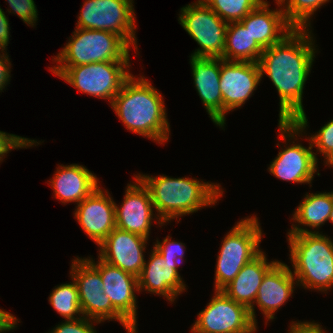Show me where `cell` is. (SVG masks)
Returning a JSON list of instances; mask_svg holds the SVG:
<instances>
[{
  "instance_id": "4dcf8cb0",
  "label": "cell",
  "mask_w": 333,
  "mask_h": 333,
  "mask_svg": "<svg viewBox=\"0 0 333 333\" xmlns=\"http://www.w3.org/2000/svg\"><path fill=\"white\" fill-rule=\"evenodd\" d=\"M41 142L36 140H31L25 137H21L14 134H8L6 132L0 131V162L3 160L5 155L9 153L12 149H20L32 147L33 145H39ZM4 156V157H3Z\"/></svg>"
},
{
  "instance_id": "8fae6325",
  "label": "cell",
  "mask_w": 333,
  "mask_h": 333,
  "mask_svg": "<svg viewBox=\"0 0 333 333\" xmlns=\"http://www.w3.org/2000/svg\"><path fill=\"white\" fill-rule=\"evenodd\" d=\"M215 295L192 325L202 333H255L257 325L252 321L249 310L229 298L222 291Z\"/></svg>"
},
{
  "instance_id": "74e56055",
  "label": "cell",
  "mask_w": 333,
  "mask_h": 333,
  "mask_svg": "<svg viewBox=\"0 0 333 333\" xmlns=\"http://www.w3.org/2000/svg\"><path fill=\"white\" fill-rule=\"evenodd\" d=\"M329 221H331V223H333V207L330 212Z\"/></svg>"
},
{
  "instance_id": "9a60e30c",
  "label": "cell",
  "mask_w": 333,
  "mask_h": 333,
  "mask_svg": "<svg viewBox=\"0 0 333 333\" xmlns=\"http://www.w3.org/2000/svg\"><path fill=\"white\" fill-rule=\"evenodd\" d=\"M134 180L127 185L123 203L115 204L116 228L148 239L154 207L148 189L135 175Z\"/></svg>"
},
{
  "instance_id": "603a6c76",
  "label": "cell",
  "mask_w": 333,
  "mask_h": 333,
  "mask_svg": "<svg viewBox=\"0 0 333 333\" xmlns=\"http://www.w3.org/2000/svg\"><path fill=\"white\" fill-rule=\"evenodd\" d=\"M98 178L83 165H60L49 184L53 188L54 197L61 203L76 202L78 205L99 187Z\"/></svg>"
},
{
  "instance_id": "83f0119b",
  "label": "cell",
  "mask_w": 333,
  "mask_h": 333,
  "mask_svg": "<svg viewBox=\"0 0 333 333\" xmlns=\"http://www.w3.org/2000/svg\"><path fill=\"white\" fill-rule=\"evenodd\" d=\"M226 23L239 22L264 0H202Z\"/></svg>"
},
{
  "instance_id": "ffe728a7",
  "label": "cell",
  "mask_w": 333,
  "mask_h": 333,
  "mask_svg": "<svg viewBox=\"0 0 333 333\" xmlns=\"http://www.w3.org/2000/svg\"><path fill=\"white\" fill-rule=\"evenodd\" d=\"M295 281V282H294ZM297 281L287 264L277 261L264 275L254 304L258 305L267 321L274 319L276 310L287 302Z\"/></svg>"
},
{
  "instance_id": "44dd1931",
  "label": "cell",
  "mask_w": 333,
  "mask_h": 333,
  "mask_svg": "<svg viewBox=\"0 0 333 333\" xmlns=\"http://www.w3.org/2000/svg\"><path fill=\"white\" fill-rule=\"evenodd\" d=\"M268 6V2L263 1L240 21L263 50L280 42L294 29L281 7L271 10Z\"/></svg>"
},
{
  "instance_id": "277c9868",
  "label": "cell",
  "mask_w": 333,
  "mask_h": 333,
  "mask_svg": "<svg viewBox=\"0 0 333 333\" xmlns=\"http://www.w3.org/2000/svg\"><path fill=\"white\" fill-rule=\"evenodd\" d=\"M297 285L326 292L333 287V240L322 233L288 234Z\"/></svg>"
},
{
  "instance_id": "52a82bcc",
  "label": "cell",
  "mask_w": 333,
  "mask_h": 333,
  "mask_svg": "<svg viewBox=\"0 0 333 333\" xmlns=\"http://www.w3.org/2000/svg\"><path fill=\"white\" fill-rule=\"evenodd\" d=\"M130 61H106L77 66H53L49 70L56 76L93 97L107 99L110 104L132 75ZM127 69V70H126Z\"/></svg>"
},
{
  "instance_id": "8992f818",
  "label": "cell",
  "mask_w": 333,
  "mask_h": 333,
  "mask_svg": "<svg viewBox=\"0 0 333 333\" xmlns=\"http://www.w3.org/2000/svg\"><path fill=\"white\" fill-rule=\"evenodd\" d=\"M54 59L57 66H77L106 61H130V46L109 31L75 28L73 36Z\"/></svg>"
},
{
  "instance_id": "f546056e",
  "label": "cell",
  "mask_w": 333,
  "mask_h": 333,
  "mask_svg": "<svg viewBox=\"0 0 333 333\" xmlns=\"http://www.w3.org/2000/svg\"><path fill=\"white\" fill-rule=\"evenodd\" d=\"M11 9L8 12L17 14L20 19L28 26H34L37 21V7L34 0H7ZM10 10V11H9Z\"/></svg>"
},
{
  "instance_id": "484cf974",
  "label": "cell",
  "mask_w": 333,
  "mask_h": 333,
  "mask_svg": "<svg viewBox=\"0 0 333 333\" xmlns=\"http://www.w3.org/2000/svg\"><path fill=\"white\" fill-rule=\"evenodd\" d=\"M52 307L66 320L83 317L79 302V294L75 281L61 284L54 288L48 299ZM80 317H75L76 315Z\"/></svg>"
},
{
  "instance_id": "7c38bea8",
  "label": "cell",
  "mask_w": 333,
  "mask_h": 333,
  "mask_svg": "<svg viewBox=\"0 0 333 333\" xmlns=\"http://www.w3.org/2000/svg\"><path fill=\"white\" fill-rule=\"evenodd\" d=\"M262 78L256 62L225 61L221 58L222 129L225 126V114L243 106Z\"/></svg>"
},
{
  "instance_id": "7402d4cb",
  "label": "cell",
  "mask_w": 333,
  "mask_h": 333,
  "mask_svg": "<svg viewBox=\"0 0 333 333\" xmlns=\"http://www.w3.org/2000/svg\"><path fill=\"white\" fill-rule=\"evenodd\" d=\"M276 262L277 260L268 262L265 253L261 251L245 264L232 282L222 290L229 298L244 305L249 310L251 319L256 325L254 309L256 295L264 275Z\"/></svg>"
},
{
  "instance_id": "d590c367",
  "label": "cell",
  "mask_w": 333,
  "mask_h": 333,
  "mask_svg": "<svg viewBox=\"0 0 333 333\" xmlns=\"http://www.w3.org/2000/svg\"><path fill=\"white\" fill-rule=\"evenodd\" d=\"M5 12L0 7V50H6L9 44L10 27Z\"/></svg>"
},
{
  "instance_id": "9c48e42d",
  "label": "cell",
  "mask_w": 333,
  "mask_h": 333,
  "mask_svg": "<svg viewBox=\"0 0 333 333\" xmlns=\"http://www.w3.org/2000/svg\"><path fill=\"white\" fill-rule=\"evenodd\" d=\"M133 6V0H85L76 27L115 33L137 54Z\"/></svg>"
},
{
  "instance_id": "3957f363",
  "label": "cell",
  "mask_w": 333,
  "mask_h": 333,
  "mask_svg": "<svg viewBox=\"0 0 333 333\" xmlns=\"http://www.w3.org/2000/svg\"><path fill=\"white\" fill-rule=\"evenodd\" d=\"M136 177L148 189L158 224L178 219L199 209L212 206L222 197L219 184L203 182L189 177L171 178L160 175L152 177L138 174Z\"/></svg>"
},
{
  "instance_id": "7a4b0ae2",
  "label": "cell",
  "mask_w": 333,
  "mask_h": 333,
  "mask_svg": "<svg viewBox=\"0 0 333 333\" xmlns=\"http://www.w3.org/2000/svg\"><path fill=\"white\" fill-rule=\"evenodd\" d=\"M110 105L127 130L158 144L168 141L170 123L163 97L144 76L131 75Z\"/></svg>"
},
{
  "instance_id": "d4e9b609",
  "label": "cell",
  "mask_w": 333,
  "mask_h": 333,
  "mask_svg": "<svg viewBox=\"0 0 333 333\" xmlns=\"http://www.w3.org/2000/svg\"><path fill=\"white\" fill-rule=\"evenodd\" d=\"M262 53L263 49L240 21L228 23L223 60L258 63Z\"/></svg>"
},
{
  "instance_id": "d6986e66",
  "label": "cell",
  "mask_w": 333,
  "mask_h": 333,
  "mask_svg": "<svg viewBox=\"0 0 333 333\" xmlns=\"http://www.w3.org/2000/svg\"><path fill=\"white\" fill-rule=\"evenodd\" d=\"M312 148L311 141L308 148L293 141L279 151L268 171L283 181L311 184L318 169L317 152L314 153Z\"/></svg>"
},
{
  "instance_id": "5bb4252c",
  "label": "cell",
  "mask_w": 333,
  "mask_h": 333,
  "mask_svg": "<svg viewBox=\"0 0 333 333\" xmlns=\"http://www.w3.org/2000/svg\"><path fill=\"white\" fill-rule=\"evenodd\" d=\"M86 259L100 272L103 289L113 307L136 329L138 278L99 257L97 263L90 257Z\"/></svg>"
},
{
  "instance_id": "e0dca14e",
  "label": "cell",
  "mask_w": 333,
  "mask_h": 333,
  "mask_svg": "<svg viewBox=\"0 0 333 333\" xmlns=\"http://www.w3.org/2000/svg\"><path fill=\"white\" fill-rule=\"evenodd\" d=\"M150 254V259L145 261L138 277V291L143 289L174 302L176 297L186 290V285L178 272L181 261L163 259L154 247Z\"/></svg>"
},
{
  "instance_id": "8d00e7d4",
  "label": "cell",
  "mask_w": 333,
  "mask_h": 333,
  "mask_svg": "<svg viewBox=\"0 0 333 333\" xmlns=\"http://www.w3.org/2000/svg\"><path fill=\"white\" fill-rule=\"evenodd\" d=\"M18 321L13 314L0 309V333L15 329Z\"/></svg>"
},
{
  "instance_id": "4fadbf2b",
  "label": "cell",
  "mask_w": 333,
  "mask_h": 333,
  "mask_svg": "<svg viewBox=\"0 0 333 333\" xmlns=\"http://www.w3.org/2000/svg\"><path fill=\"white\" fill-rule=\"evenodd\" d=\"M147 240L149 239L136 233L114 228L100 243L98 257L138 278L145 264L143 252L146 250Z\"/></svg>"
},
{
  "instance_id": "f35d334b",
  "label": "cell",
  "mask_w": 333,
  "mask_h": 333,
  "mask_svg": "<svg viewBox=\"0 0 333 333\" xmlns=\"http://www.w3.org/2000/svg\"><path fill=\"white\" fill-rule=\"evenodd\" d=\"M191 331H192V333H202V332H200V331H198V330H196L195 328H191Z\"/></svg>"
},
{
  "instance_id": "4316f807",
  "label": "cell",
  "mask_w": 333,
  "mask_h": 333,
  "mask_svg": "<svg viewBox=\"0 0 333 333\" xmlns=\"http://www.w3.org/2000/svg\"><path fill=\"white\" fill-rule=\"evenodd\" d=\"M287 2V3H286ZM329 0H278V7H282L286 20L294 28H311V16ZM285 5V6H284Z\"/></svg>"
},
{
  "instance_id": "30bf717a",
  "label": "cell",
  "mask_w": 333,
  "mask_h": 333,
  "mask_svg": "<svg viewBox=\"0 0 333 333\" xmlns=\"http://www.w3.org/2000/svg\"><path fill=\"white\" fill-rule=\"evenodd\" d=\"M179 23L200 46L191 56L222 58L228 23L202 0L181 8Z\"/></svg>"
},
{
  "instance_id": "2e32d148",
  "label": "cell",
  "mask_w": 333,
  "mask_h": 333,
  "mask_svg": "<svg viewBox=\"0 0 333 333\" xmlns=\"http://www.w3.org/2000/svg\"><path fill=\"white\" fill-rule=\"evenodd\" d=\"M108 193L96 188L74 211L81 228L98 245L116 228V202Z\"/></svg>"
},
{
  "instance_id": "1f68e13d",
  "label": "cell",
  "mask_w": 333,
  "mask_h": 333,
  "mask_svg": "<svg viewBox=\"0 0 333 333\" xmlns=\"http://www.w3.org/2000/svg\"><path fill=\"white\" fill-rule=\"evenodd\" d=\"M92 322L101 323L100 321L88 319L83 316L75 320H65V322L58 324L49 333H97Z\"/></svg>"
},
{
  "instance_id": "836d02e7",
  "label": "cell",
  "mask_w": 333,
  "mask_h": 333,
  "mask_svg": "<svg viewBox=\"0 0 333 333\" xmlns=\"http://www.w3.org/2000/svg\"><path fill=\"white\" fill-rule=\"evenodd\" d=\"M2 54H0V92L5 89V86L10 81V69L11 62L9 59L8 53L5 54V51L1 49Z\"/></svg>"
},
{
  "instance_id": "ac0fdd59",
  "label": "cell",
  "mask_w": 333,
  "mask_h": 333,
  "mask_svg": "<svg viewBox=\"0 0 333 333\" xmlns=\"http://www.w3.org/2000/svg\"><path fill=\"white\" fill-rule=\"evenodd\" d=\"M190 64L197 93L211 120L222 128L221 58L191 56Z\"/></svg>"
},
{
  "instance_id": "5b68a950",
  "label": "cell",
  "mask_w": 333,
  "mask_h": 333,
  "mask_svg": "<svg viewBox=\"0 0 333 333\" xmlns=\"http://www.w3.org/2000/svg\"><path fill=\"white\" fill-rule=\"evenodd\" d=\"M261 239L262 229L256 215L241 219L227 233L217 256L215 291H222L262 251Z\"/></svg>"
},
{
  "instance_id": "6da1fadb",
  "label": "cell",
  "mask_w": 333,
  "mask_h": 333,
  "mask_svg": "<svg viewBox=\"0 0 333 333\" xmlns=\"http://www.w3.org/2000/svg\"><path fill=\"white\" fill-rule=\"evenodd\" d=\"M309 28H294L280 42L263 50L258 61L280 97L278 129L286 144L303 135L308 120L302 104L303 89L315 58V44ZM297 135V136H296Z\"/></svg>"
},
{
  "instance_id": "d6a6232c",
  "label": "cell",
  "mask_w": 333,
  "mask_h": 333,
  "mask_svg": "<svg viewBox=\"0 0 333 333\" xmlns=\"http://www.w3.org/2000/svg\"><path fill=\"white\" fill-rule=\"evenodd\" d=\"M185 244L181 242L172 241L170 236L163 239L162 243L156 241L154 248L162 255L163 259L182 261L184 257Z\"/></svg>"
},
{
  "instance_id": "cb8c5ba5",
  "label": "cell",
  "mask_w": 333,
  "mask_h": 333,
  "mask_svg": "<svg viewBox=\"0 0 333 333\" xmlns=\"http://www.w3.org/2000/svg\"><path fill=\"white\" fill-rule=\"evenodd\" d=\"M332 207L333 192L307 193L297 209H295L294 214H292L295 225L292 224V228L288 234L319 233V231L304 229L302 225L318 229L325 222L329 221Z\"/></svg>"
},
{
  "instance_id": "ba28073f",
  "label": "cell",
  "mask_w": 333,
  "mask_h": 333,
  "mask_svg": "<svg viewBox=\"0 0 333 333\" xmlns=\"http://www.w3.org/2000/svg\"><path fill=\"white\" fill-rule=\"evenodd\" d=\"M70 276L75 281L79 294V302L84 317L104 322L113 320L120 322L128 333H137L135 329L112 305L105 294L100 272L86 259L73 260Z\"/></svg>"
},
{
  "instance_id": "f1b7e54d",
  "label": "cell",
  "mask_w": 333,
  "mask_h": 333,
  "mask_svg": "<svg viewBox=\"0 0 333 333\" xmlns=\"http://www.w3.org/2000/svg\"><path fill=\"white\" fill-rule=\"evenodd\" d=\"M307 139L311 141L313 148H317V152L324 155L326 165L333 162V120L322 126L317 134L311 135Z\"/></svg>"
},
{
  "instance_id": "e575fe53",
  "label": "cell",
  "mask_w": 333,
  "mask_h": 333,
  "mask_svg": "<svg viewBox=\"0 0 333 333\" xmlns=\"http://www.w3.org/2000/svg\"><path fill=\"white\" fill-rule=\"evenodd\" d=\"M318 323L314 322H293L289 333H327Z\"/></svg>"
}]
</instances>
